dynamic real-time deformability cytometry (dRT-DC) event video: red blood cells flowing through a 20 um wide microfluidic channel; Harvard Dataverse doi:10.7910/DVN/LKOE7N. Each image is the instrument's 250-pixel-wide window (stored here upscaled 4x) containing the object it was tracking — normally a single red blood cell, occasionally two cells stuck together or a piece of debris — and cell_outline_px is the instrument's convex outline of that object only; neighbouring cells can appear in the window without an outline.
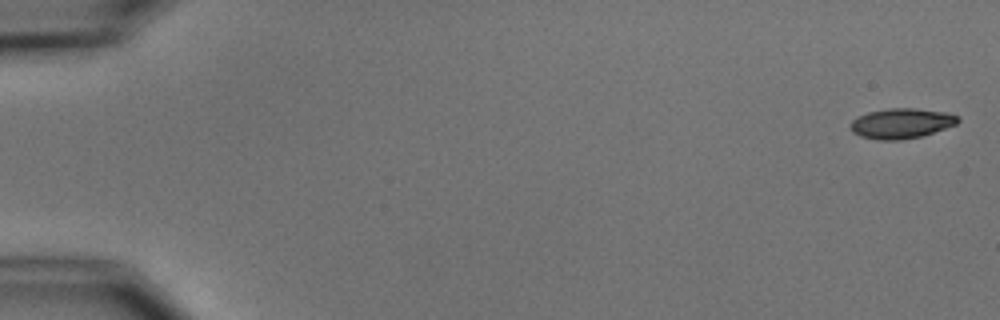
{"species": "common noctule bat (a hibernating species)", "species_latin": "Nyctalus noctula", "temperature_condition": "cold", "stored_images_in_passage": 10, "camera_frame_rate_fps": 3000, "um_per_image_px": 0.085, "animal": {"sex": "male", "body_mass_g": 15.6}, "frame": {"image": 1, "passage_image": 1, "time_ms": 0.0, "image_size_px": [1000, 320], "cell_outline_px": [[960, 120], [956, 124], [920, 136], [900, 140], [880, 140], [860, 136], [852, 132], [852, 120], [868, 112], [888, 108], [916, 108], [948, 112], [960, 116]], "centroid_in_image_um": [76.65, 10.47], "position_along_channel_um": 8.4, "area_um2": 18.73}}
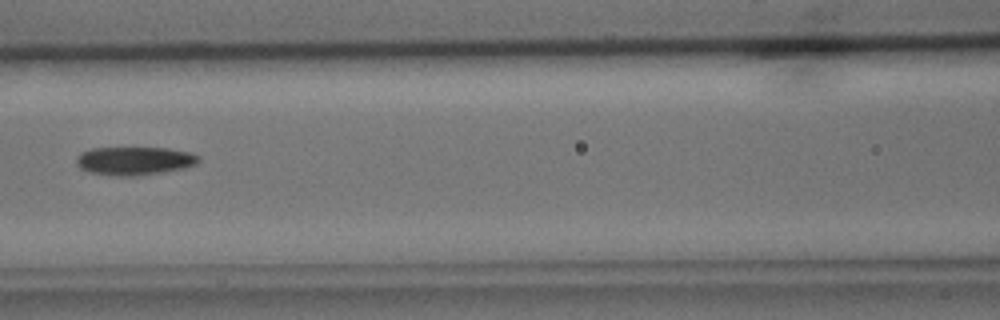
{"frame": {"image": 2, "passage_image": 7, "time_ms": 8.0, "image_size_px": [1000, 320], "cell_outline_px": [[200, 160], [196, 164], [184, 168], [160, 172], [132, 176], [116, 176], [88, 172], [80, 168], [76, 164], [76, 156], [80, 152], [92, 148], [168, 148], [192, 152], [200, 156]], "centroid_in_image_um": [11.41, 13.66], "position_along_channel_um": 155.2, "area_um2": 20.29}}
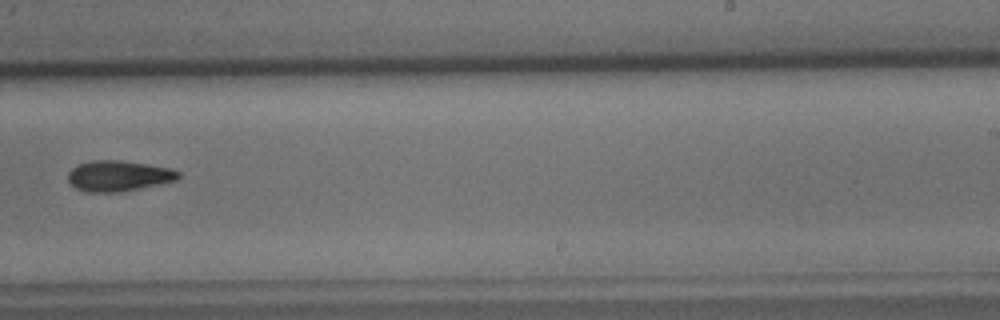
{"frame": {"image": 3, "passage_image": 10, "time_ms": 11.333, "image_size_px": [1000, 320], "cell_outline_px": [[180, 176], [176, 180], [140, 188], [120, 192], [84, 192], [76, 188], [68, 180], [68, 172], [76, 164], [88, 160], [120, 160], [172, 168], [180, 172]], "centroid_in_image_um": [10.04, 14.94], "position_along_channel_um": 279.0, "area_um2": 19.83}}